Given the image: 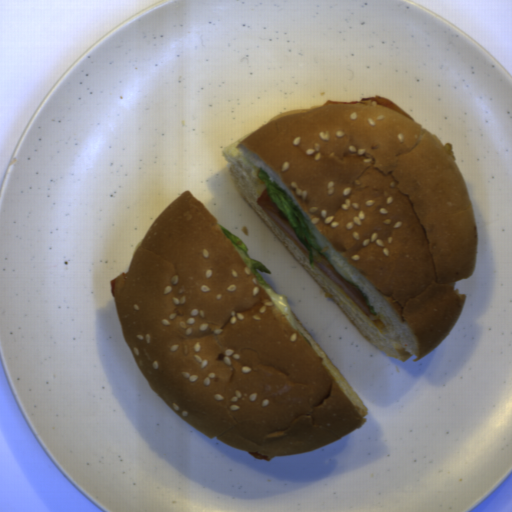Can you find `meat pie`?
<instances>
[{
	"label": "meat pie",
	"instance_id": "b5893723",
	"mask_svg": "<svg viewBox=\"0 0 512 512\" xmlns=\"http://www.w3.org/2000/svg\"><path fill=\"white\" fill-rule=\"evenodd\" d=\"M312 255L313 266L332 280L361 309V311L374 323V325L382 331L384 323L369 310L366 298L362 291L357 286L349 283L322 255L321 252L313 249Z\"/></svg>",
	"mask_w": 512,
	"mask_h": 512
},
{
	"label": "meat pie",
	"instance_id": "c0bc52ac",
	"mask_svg": "<svg viewBox=\"0 0 512 512\" xmlns=\"http://www.w3.org/2000/svg\"><path fill=\"white\" fill-rule=\"evenodd\" d=\"M257 204L289 240L309 259V250L299 240L296 231L274 200L267 188L256 199Z\"/></svg>",
	"mask_w": 512,
	"mask_h": 512
},
{
	"label": "meat pie",
	"instance_id": "742d133d",
	"mask_svg": "<svg viewBox=\"0 0 512 512\" xmlns=\"http://www.w3.org/2000/svg\"><path fill=\"white\" fill-rule=\"evenodd\" d=\"M363 101H376L377 104L401 113L402 115H404L405 117H407L408 119H410L411 121H413L414 123H416L417 125L420 126V124L413 117H411L408 113H406L403 109H401L393 101H391L390 99L384 98L382 96H379V95H375L372 97H366L361 101L329 100V101H326L322 106H328V105H334V104H360L361 105Z\"/></svg>",
	"mask_w": 512,
	"mask_h": 512
},
{
	"label": "meat pie",
	"instance_id": "038a4eef",
	"mask_svg": "<svg viewBox=\"0 0 512 512\" xmlns=\"http://www.w3.org/2000/svg\"><path fill=\"white\" fill-rule=\"evenodd\" d=\"M248 451V450H247ZM250 453V455L258 460H269L271 457L273 456H267V455H263V454H259V453H256V452H252V451H248ZM276 456V455H274Z\"/></svg>",
	"mask_w": 512,
	"mask_h": 512
},
{
	"label": "meat pie",
	"instance_id": "da49f01a",
	"mask_svg": "<svg viewBox=\"0 0 512 512\" xmlns=\"http://www.w3.org/2000/svg\"><path fill=\"white\" fill-rule=\"evenodd\" d=\"M118 278L114 279L113 281H111L110 283V286H111V293H112V296L115 298V289H116V280Z\"/></svg>",
	"mask_w": 512,
	"mask_h": 512
}]
</instances>
